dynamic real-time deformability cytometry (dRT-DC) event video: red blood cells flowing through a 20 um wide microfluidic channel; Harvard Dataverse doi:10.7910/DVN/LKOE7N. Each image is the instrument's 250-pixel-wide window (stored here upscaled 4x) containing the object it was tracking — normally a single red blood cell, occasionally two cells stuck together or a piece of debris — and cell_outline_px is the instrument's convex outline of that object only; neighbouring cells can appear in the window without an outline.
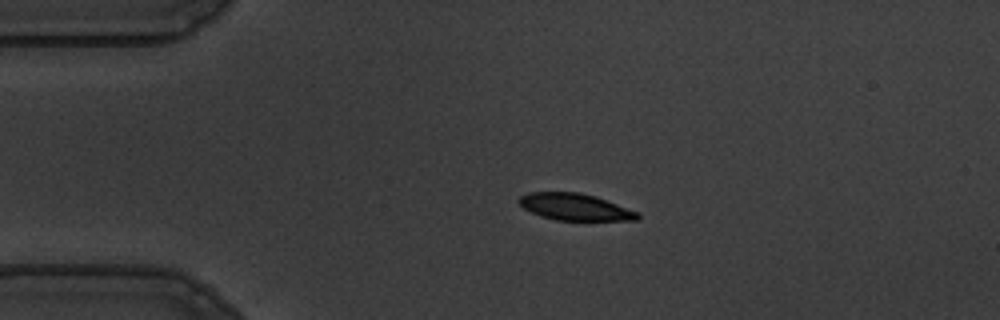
{"species": "common noctule bat (a hibernating species)", "species_latin": "Nyctalus noctula", "temperature_condition": "warm", "stored_images_in_passage": 44, "camera_frame_rate_fps": 3000, "um_per_image_px": 0.085, "animal": {"sex": "male", "body_mass_g": 19.5, "forearm_length_mm": 54.6}, "frame": {"image": 1, "passage_image": 1, "time_ms": 0.0, "image_size_px": [1000, 320], "cell_outline_px": [[640, 216], [636, 220], [556, 220], [540, 216], [524, 208], [520, 204], [520, 196], [528, 192], [580, 192], [596, 196], [640, 212]], "centroid_in_image_um": [48.91, 17.58], "position_along_channel_um": 36.1, "area_um2": 18.5}}
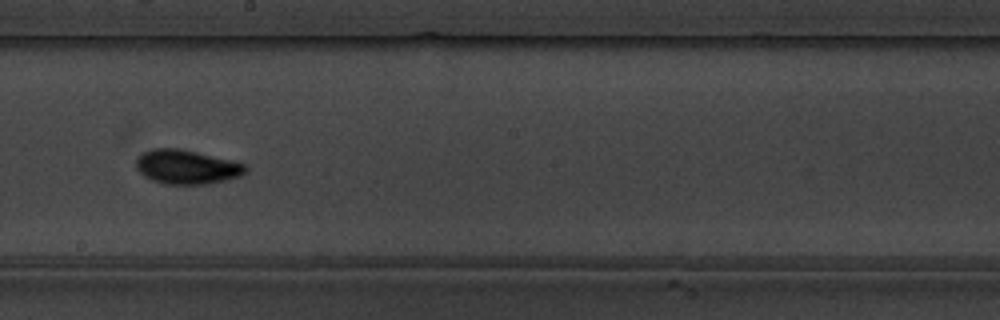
{"frame": {"image": 2, "passage_image": 20, "time_ms": 6.333, "image_size_px": [1000, 320], "cell_outline_px": [[248, 168], [240, 176], [208, 184], [164, 184], [152, 180], [144, 176], [136, 168], [136, 160], [144, 152], [152, 148], [176, 148], [196, 152], [244, 164]], "centroid_in_image_um": [15.83, 14.2], "position_along_channel_um": 232.4, "area_um2": 21.44}}
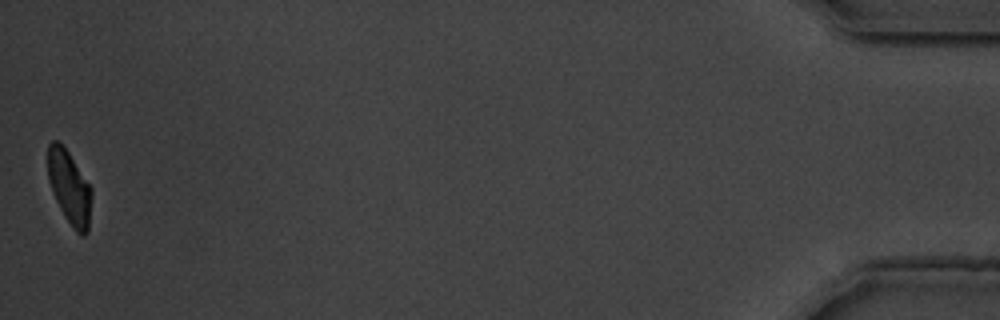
{"frame": {"image": 3, "passage_image": 44, "time_ms": 14.333, "image_size_px": [1000, 320], "cell_outline_px": [[92, 196], [88, 232], [84, 236], [80, 236], [76, 232], [64, 216], [52, 192], [48, 180], [48, 144], [52, 140], [56, 140], [68, 152], [92, 188]], "centroid_in_image_um": [5.91, 15.97], "position_along_channel_um": 429.3, "area_um2": 18.73}, "authors_computed_cell_mechanics": {"area_um2": 20.3167, "velocity_mm_per_s": 3.6518, "shape_relaxation_time_tau1_ms": 4.1621, "shape_relaxation_time_tau2_ms": 1.5611, "deformation_change_tau1": 0.1721, "deformation_change_tau2": 0.0494}}